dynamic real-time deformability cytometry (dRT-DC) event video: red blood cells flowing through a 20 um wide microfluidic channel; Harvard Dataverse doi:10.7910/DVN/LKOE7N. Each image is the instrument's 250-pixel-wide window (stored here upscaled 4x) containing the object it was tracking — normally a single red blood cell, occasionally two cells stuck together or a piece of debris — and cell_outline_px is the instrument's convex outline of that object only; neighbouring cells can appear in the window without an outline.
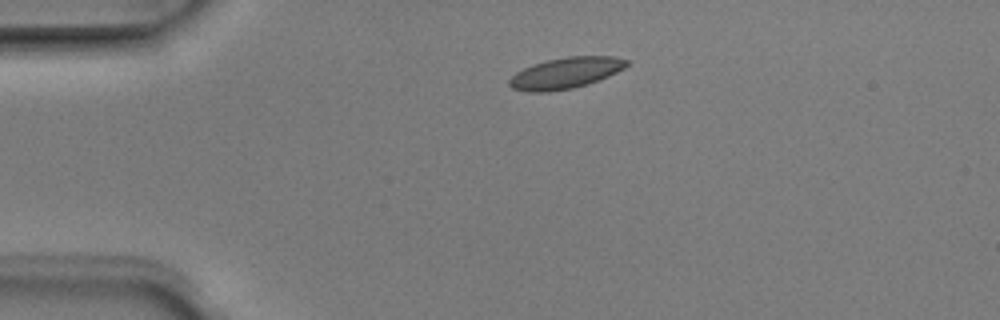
{"species": "Egyptian fruit bat (a non-hibernating species)", "species_latin": "Rousettus aegyptiacus", "temperature_condition": "room temperature", "stored_images_in_passage": 3, "camera_frame_rate_fps": 3000, "um_per_image_px": 0.085, "animal": {"sex": "male"}, "frame": {"image": 1, "passage_image": 2, "time_ms": 0.333, "image_size_px": [1000, 320], "cell_outline_px": [[628, 64], [624, 68], [608, 76], [588, 84], [572, 88], [548, 92], [528, 92], [512, 88], [508, 84], [508, 80], [516, 72], [532, 64], [548, 60], [568, 56], [616, 56], [628, 60]], "centroid_in_image_um": [48.06, 6.2], "position_along_channel_um": 36.9, "area_um2": 21.27}}